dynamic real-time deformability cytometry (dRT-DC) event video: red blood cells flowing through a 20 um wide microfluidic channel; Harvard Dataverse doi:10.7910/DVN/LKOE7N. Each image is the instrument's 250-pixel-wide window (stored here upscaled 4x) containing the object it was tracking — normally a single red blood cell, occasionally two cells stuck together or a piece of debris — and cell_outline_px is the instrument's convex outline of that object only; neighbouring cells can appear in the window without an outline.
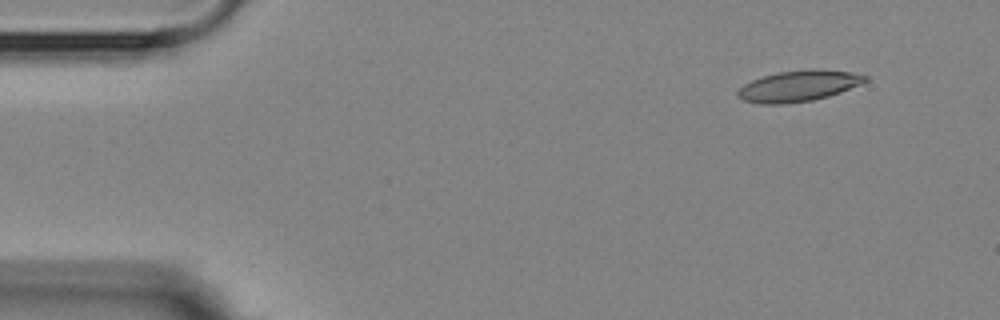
{"species": "Egyptian fruit bat (a non-hibernating species)", "species_latin": "Rousettus aegyptiacus", "temperature_condition": "room temperature", "stored_images_in_passage": 4, "camera_frame_rate_fps": 3000, "um_per_image_px": 0.085, "animal": {"sex": "female"}, "frame": {"image": 1, "passage_image": 1, "time_ms": 0.0, "image_size_px": [1000, 320], "cell_outline_px": [[868, 80], [860, 84], [840, 92], [828, 96], [812, 100], [784, 104], [760, 104], [744, 100], [736, 96], [736, 92], [744, 84], [752, 80], [776, 72], [808, 68], [820, 68], [852, 72], [868, 76]], "centroid_in_image_um": [67.88, 7.29], "position_along_channel_um": 17.1, "area_um2": 23.24}}
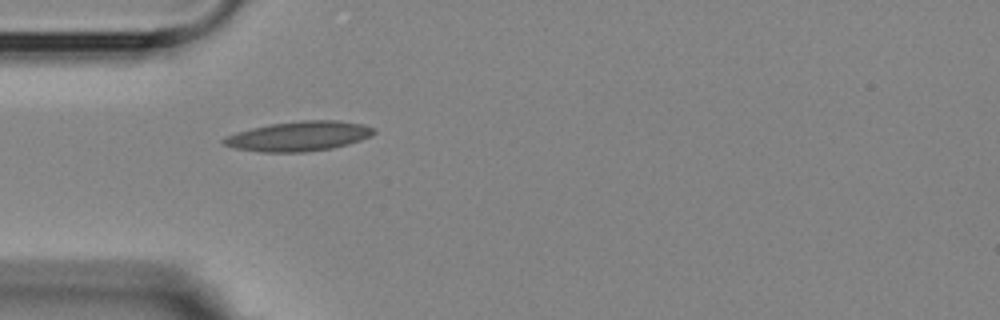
{"frame": {"image": 2, "passage_image": 4, "time_ms": 3.667, "image_size_px": [1000, 320], "cell_outline_px": [[376, 132], [372, 136], [348, 144], [332, 148], [304, 152], [260, 152], [232, 148], [224, 144], [220, 140], [224, 136], [236, 132], [252, 128], [272, 124], [300, 120], [336, 120], [364, 124], [376, 128]], "centroid_in_image_um": [25.4, 11.57], "position_along_channel_um": 59.6, "area_um2": 26.24}}